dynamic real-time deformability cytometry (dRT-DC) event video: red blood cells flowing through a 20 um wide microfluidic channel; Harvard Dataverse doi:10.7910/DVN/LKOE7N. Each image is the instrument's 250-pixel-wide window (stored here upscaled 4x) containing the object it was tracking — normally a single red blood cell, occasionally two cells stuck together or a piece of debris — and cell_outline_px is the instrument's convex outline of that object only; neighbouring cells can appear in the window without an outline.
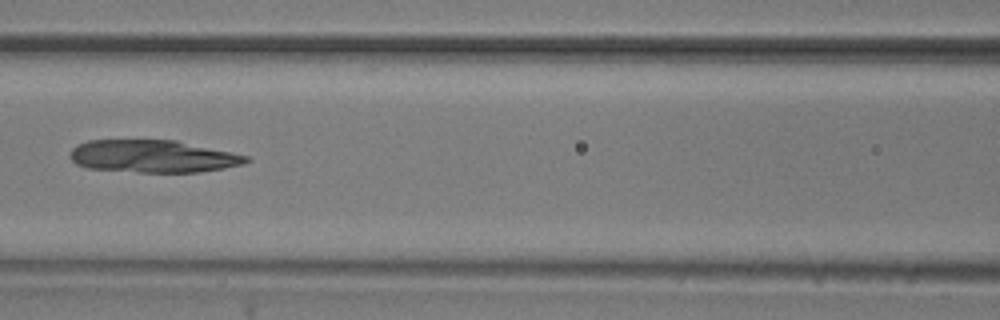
{"species": "common noctule bat (a hibernating species)", "species_latin": "Nyctalus noctula", "temperature_condition": "room temperature", "stored_images_in_passage": 6, "camera_frame_rate_fps": 3000, "um_per_image_px": 0.085, "animal": {"sex": "male", "body_mass_g": 20.5, "forearm_length_mm": 52.5}, "frame": {"image": 1, "passage_image": 5, "time_ms": 1.333, "image_size_px": [1000, 320], "cell_outline_px": [[252, 160], [244, 164], [224, 168], [200, 172], [140, 172], [88, 168], [76, 164], [68, 156], [72, 148], [76, 144], [88, 140], [176, 140], [232, 152], [248, 156]], "centroid_in_image_um": [13.0, 13.28], "position_along_channel_um": 153.6, "area_um2": 33.52}}